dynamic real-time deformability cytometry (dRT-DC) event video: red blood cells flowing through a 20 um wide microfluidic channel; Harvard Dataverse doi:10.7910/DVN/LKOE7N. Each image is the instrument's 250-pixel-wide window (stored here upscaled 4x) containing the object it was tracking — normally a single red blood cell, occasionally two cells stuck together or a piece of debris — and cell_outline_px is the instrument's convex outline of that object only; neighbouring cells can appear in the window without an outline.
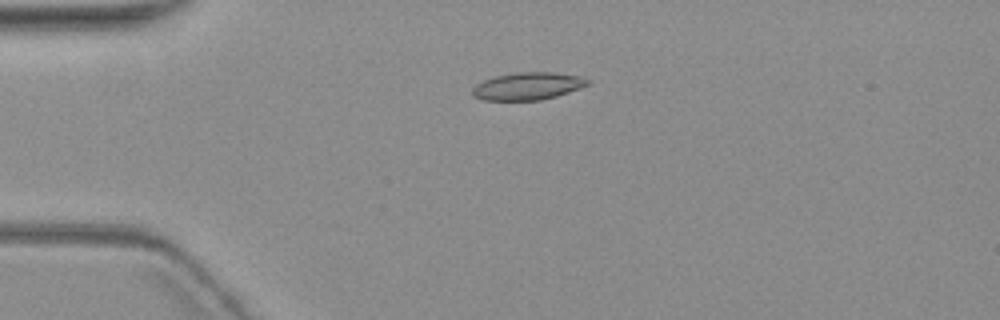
{"species": "common noctule bat (a hibernating species)", "species_latin": "Nyctalus noctula", "temperature_condition": "warm", "stored_images_in_passage": 2, "camera_frame_rate_fps": 3000, "um_per_image_px": 0.085, "animal": {"sex": "female", "body_mass_g": 19.3, "forearm_length_mm": 54.1}, "frame": {"image": 1, "passage_image": 2, "time_ms": 1.333, "image_size_px": [1000, 320], "cell_outline_px": [[592, 80], [588, 84], [580, 88], [556, 96], [540, 100], [484, 100], [472, 96], [472, 88], [476, 84], [492, 76], [516, 72], [556, 72], [580, 76]], "centroid_in_image_um": [44.85, 7.31], "position_along_channel_um": 40.2, "area_um2": 18.61}}